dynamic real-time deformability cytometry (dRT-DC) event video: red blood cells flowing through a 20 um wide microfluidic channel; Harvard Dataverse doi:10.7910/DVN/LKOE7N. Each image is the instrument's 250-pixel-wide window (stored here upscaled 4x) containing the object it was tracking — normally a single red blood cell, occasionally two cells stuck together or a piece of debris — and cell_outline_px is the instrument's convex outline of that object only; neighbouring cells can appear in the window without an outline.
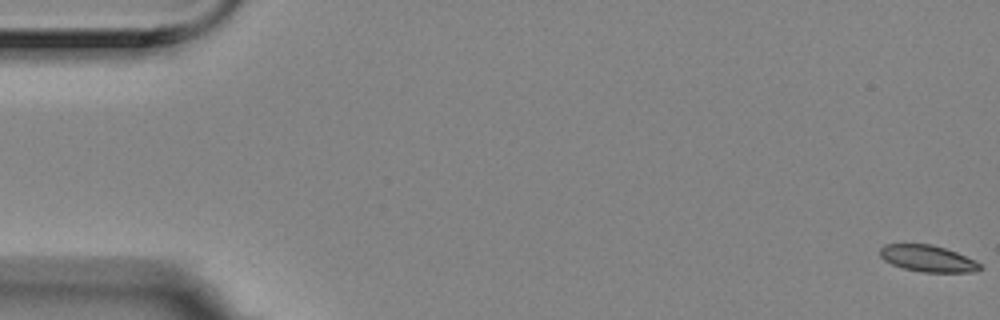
{"species": "Egyptian fruit bat (a non-hibernating species)", "species_latin": "Rousettus aegyptiacus", "temperature_condition": "room temperature", "stored_images_in_passage": 7, "camera_frame_rate_fps": 3000, "um_per_image_px": 0.085, "animal": {"sex": "female"}, "frame": {"image": 1, "passage_image": 1, "time_ms": 0.0, "image_size_px": [1000, 320], "cell_outline_px": [[984, 268], [976, 272], [924, 272], [904, 268], [892, 264], [884, 260], [880, 256], [880, 248], [884, 244], [932, 244], [956, 252], [976, 260]], "centroid_in_image_um": [78.89, 21.97], "position_along_channel_um": 6.1, "area_um2": 15.49}}
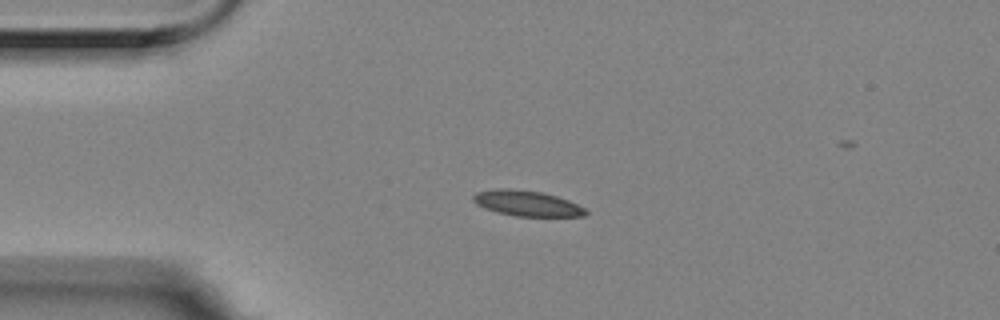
{"frame": {"image": 2, "passage_image": 5, "time_ms": 1.333, "image_size_px": [1000, 320], "cell_outline_px": [[588, 212], [584, 216], [516, 216], [496, 212], [484, 208], [476, 204], [472, 200], [472, 196], [476, 192], [496, 188], [508, 188], [540, 192], [556, 196], [568, 200], [584, 208]], "centroid_in_image_um": [44.73, 17.28], "position_along_channel_um": 40.3, "area_um2": 16.65}}
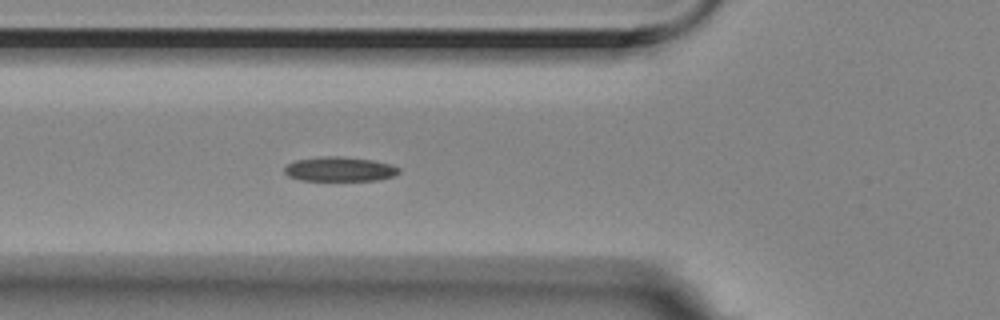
{"frame": {"image": 3, "passage_image": 7, "time_ms": 2.0, "image_size_px": [1000, 320], "cell_outline_px": [[400, 172], [396, 176], [376, 180], [300, 180], [288, 176], [284, 172], [284, 168], [288, 164], [296, 160], [320, 156], [340, 156], [372, 160], [392, 164], [400, 168]], "centroid_in_image_um": [28.89, 14.37], "position_along_channel_um": 96.9, "area_um2": 16.42}}